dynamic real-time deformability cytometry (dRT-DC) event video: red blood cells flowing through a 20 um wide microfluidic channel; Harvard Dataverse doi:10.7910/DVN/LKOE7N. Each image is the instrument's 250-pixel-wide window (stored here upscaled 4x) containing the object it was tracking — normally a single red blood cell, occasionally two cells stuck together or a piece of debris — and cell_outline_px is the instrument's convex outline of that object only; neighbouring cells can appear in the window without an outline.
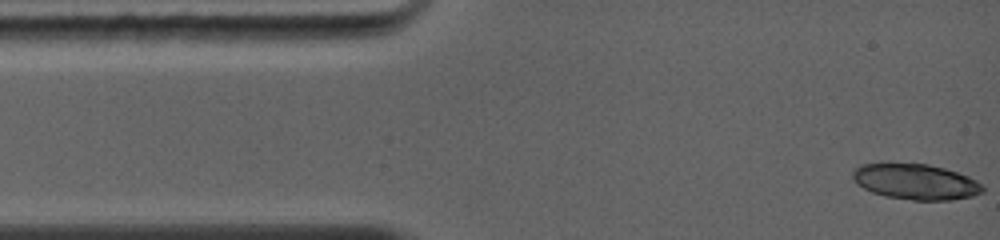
{"species": "common noctule bat (a hibernating species)", "species_latin": "Nyctalus noctula", "temperature_condition": "warm", "stored_images_in_passage": 6, "camera_frame_rate_fps": 5000, "um_per_image_px": 0.085, "animal": {"sex": "female", "body_mass_g": 19.0, "forearm_length_mm": 56.7}, "frame": {"image": 1, "passage_image": 1, "time_ms": 0.0, "image_size_px": [1000, 240], "cell_outline_px": [[980, 192], [968, 196], [944, 200], [916, 200], [888, 196], [864, 188], [856, 180], [856, 172], [864, 164], [924, 164], [944, 168], [956, 172], [972, 180], [980, 188]], "centroid_in_image_um": [77.82, 15.45], "position_along_channel_um": 7.2, "area_um2": 25.09}}